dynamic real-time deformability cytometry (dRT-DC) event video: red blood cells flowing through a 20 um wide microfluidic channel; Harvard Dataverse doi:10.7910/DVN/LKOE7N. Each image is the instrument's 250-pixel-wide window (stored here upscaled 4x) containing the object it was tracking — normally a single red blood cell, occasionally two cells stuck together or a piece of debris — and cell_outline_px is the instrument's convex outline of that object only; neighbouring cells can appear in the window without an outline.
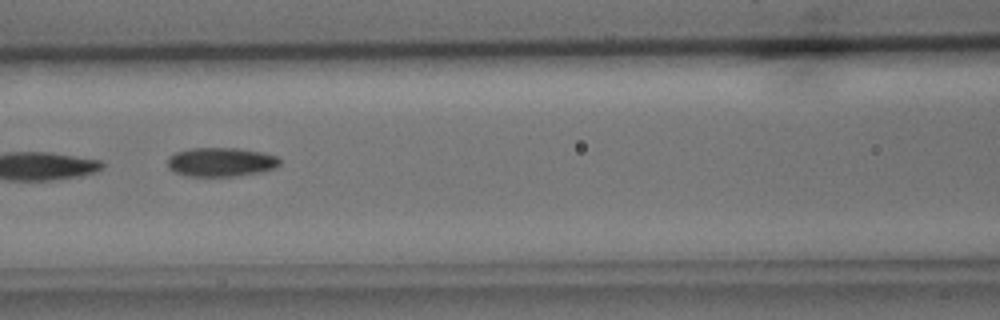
{"species": "common noctule bat (a hibernating species)", "species_latin": "Nyctalus noctula", "temperature_condition": "cold", "stored_images_in_passage": 7, "camera_frame_rate_fps": 3000, "um_per_image_px": 0.085, "animal": {"sex": "male", "body_mass_g": 15.6}, "frame": {"image": 1, "passage_image": 5, "time_ms": 5.667, "image_size_px": [1000, 320], "cell_outline_px": [[280, 164], [272, 168], [260, 172], [236, 176], [188, 176], [172, 172], [168, 168], [168, 156], [176, 152], [192, 148], [236, 148], [260, 152], [276, 156], [280, 160]], "centroid_in_image_um": [18.72, 13.78], "position_along_channel_um": 147.9, "area_um2": 18.9}}
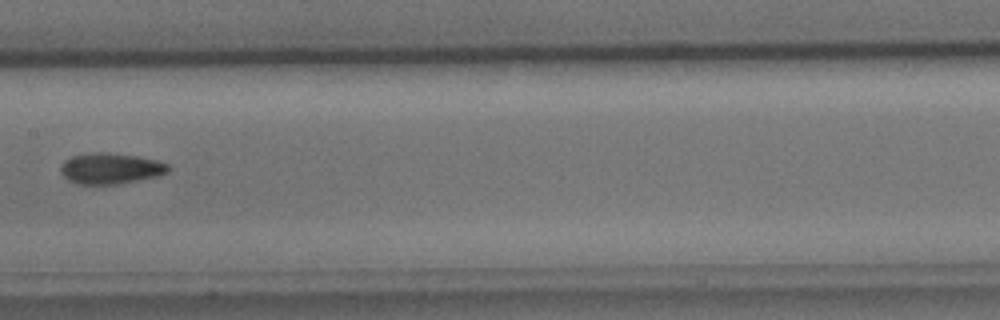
{"frame": {"image": 2, "passage_image": 6, "time_ms": 7.0, "image_size_px": [1000, 320], "cell_outline_px": [[172, 168], [168, 172], [160, 176], [116, 184], [76, 184], [68, 180], [60, 172], [60, 168], [64, 160], [72, 156], [92, 152], [108, 152], [136, 156], [156, 160], [168, 164]], "centroid_in_image_um": [9.41, 14.32], "position_along_channel_um": 198.0, "area_um2": 19.54}}
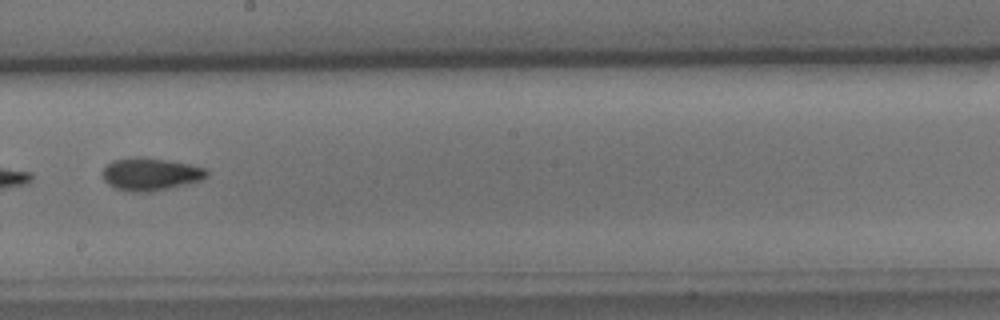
{"frame": {"image": 3, "passage_image": 7, "time_ms": 8.0, "image_size_px": [1000, 320], "cell_outline_px": [[208, 176], [200, 180], [152, 192], [136, 192], [116, 188], [108, 184], [100, 176], [100, 172], [112, 160], [136, 156], [140, 156], [168, 160], [208, 168]], "centroid_in_image_um": [12.76, 14.78], "position_along_channel_um": 235.4, "area_um2": 19.94}}